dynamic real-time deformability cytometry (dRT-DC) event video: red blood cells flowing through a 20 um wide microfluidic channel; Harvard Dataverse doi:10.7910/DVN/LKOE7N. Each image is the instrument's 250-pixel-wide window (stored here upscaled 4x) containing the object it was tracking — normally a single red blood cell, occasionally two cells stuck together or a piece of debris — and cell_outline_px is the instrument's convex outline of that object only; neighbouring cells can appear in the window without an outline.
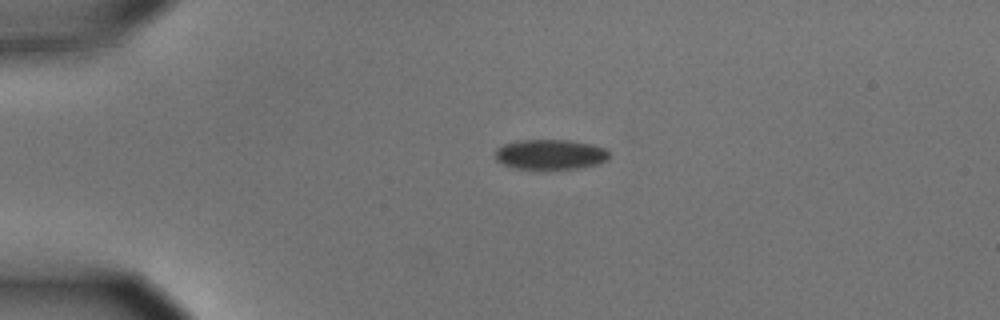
{"species": "common noctule bat (a hibernating species)", "species_latin": "Nyctalus noctula", "temperature_condition": "cold", "stored_images_in_passage": 45, "camera_frame_rate_fps": 3000, "um_per_image_px": 0.085, "animal": {"sex": "male", "body_mass_g": 15.6}, "frame": {"image": 1, "passage_image": 1, "time_ms": 0.0, "image_size_px": [1000, 320], "cell_outline_px": [[608, 156], [604, 160], [596, 164], [580, 168], [516, 168], [504, 164], [496, 160], [496, 148], [504, 144], [516, 140], [572, 140], [592, 144], [604, 148], [608, 152]], "centroid_in_image_um": [46.75, 13.1], "position_along_channel_um": 38.2, "area_um2": 19.65}}
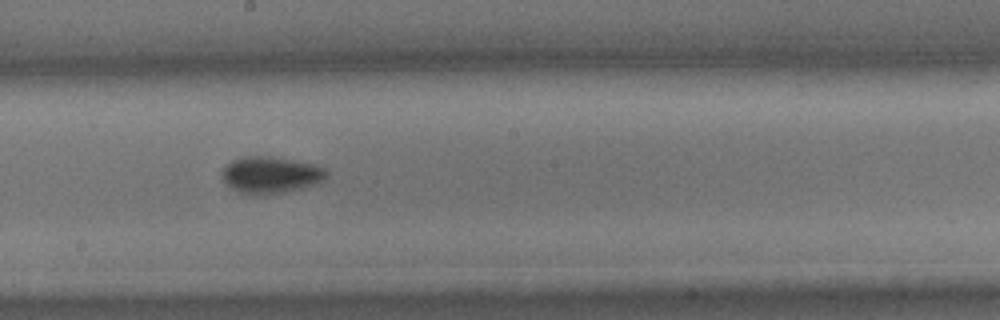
{"frame": {"image": 2, "passage_image": 20, "time_ms": 6.333, "image_size_px": [1000, 320], "cell_outline_px": [[328, 176], [324, 180], [300, 188], [264, 196], [252, 196], [240, 192], [232, 188], [224, 180], [220, 172], [224, 164], [232, 160], [244, 156], [272, 156], [312, 164], [324, 168], [328, 172]], "centroid_in_image_um": [22.95, 14.87], "position_along_channel_um": 225.2, "area_um2": 22.48}}
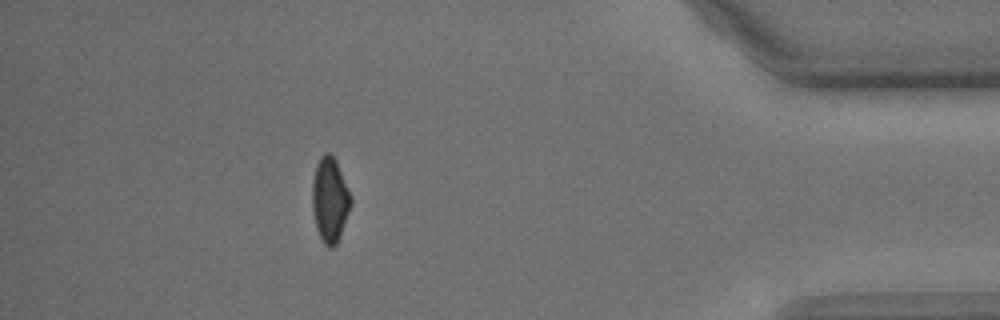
{"frame": {"image": 3, "passage_image": 39, "time_ms": 12.667, "image_size_px": [1000, 320], "cell_outline_px": [[352, 204], [340, 236], [336, 244], [332, 248], [328, 248], [324, 244], [316, 228], [312, 212], [312, 180], [316, 164], [320, 156], [324, 152], [328, 152], [336, 160], [352, 196]], "centroid_in_image_um": [28.04, 16.97], "position_along_channel_um": 407.2, "area_um2": 19.36}, "authors_computed_cell_mechanics": {"area_um2": 20.9814, "velocity_mm_per_s": 3.5447, "shape_relaxation_time_tau1_ms": 2.0761, "shape_relaxation_time_tau2_ms": null, "deformation_change_tau1": 0.0788, "deformation_change_tau2": null}}